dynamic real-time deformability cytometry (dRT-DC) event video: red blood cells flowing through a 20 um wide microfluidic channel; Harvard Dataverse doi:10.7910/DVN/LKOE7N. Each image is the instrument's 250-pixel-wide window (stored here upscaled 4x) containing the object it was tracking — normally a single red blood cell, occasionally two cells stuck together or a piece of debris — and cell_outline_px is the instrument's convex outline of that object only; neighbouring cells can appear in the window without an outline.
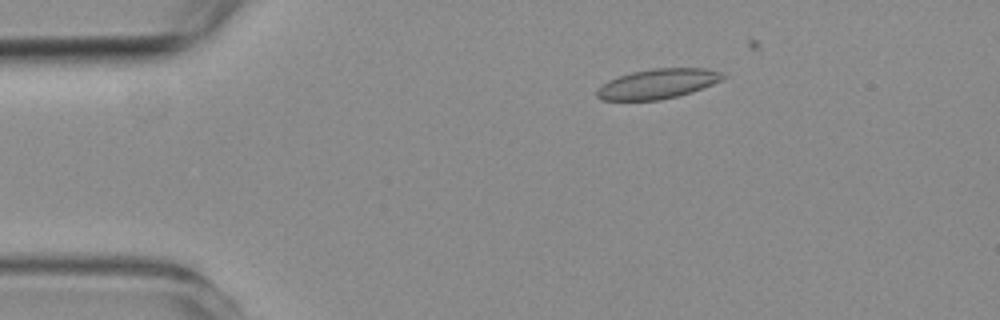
{"species": "common noctule bat (a hibernating species)", "species_latin": "Nyctalus noctula", "temperature_condition": "room temperature", "stored_images_in_passage": 4, "camera_frame_rate_fps": 3000, "um_per_image_px": 0.085, "animal": {"sex": "female", "body_mass_g": 19.3, "forearm_length_mm": 54.1}, "frame": {"image": 1, "passage_image": 3, "time_ms": 2.667, "image_size_px": [1000, 320], "cell_outline_px": [[728, 76], [724, 80], [692, 92], [660, 100], [604, 100], [596, 96], [596, 88], [608, 80], [632, 72], [652, 68], [704, 68], [724, 72]], "centroid_in_image_um": [55.95, 7.11], "position_along_channel_um": 29.0, "area_um2": 22.08}}